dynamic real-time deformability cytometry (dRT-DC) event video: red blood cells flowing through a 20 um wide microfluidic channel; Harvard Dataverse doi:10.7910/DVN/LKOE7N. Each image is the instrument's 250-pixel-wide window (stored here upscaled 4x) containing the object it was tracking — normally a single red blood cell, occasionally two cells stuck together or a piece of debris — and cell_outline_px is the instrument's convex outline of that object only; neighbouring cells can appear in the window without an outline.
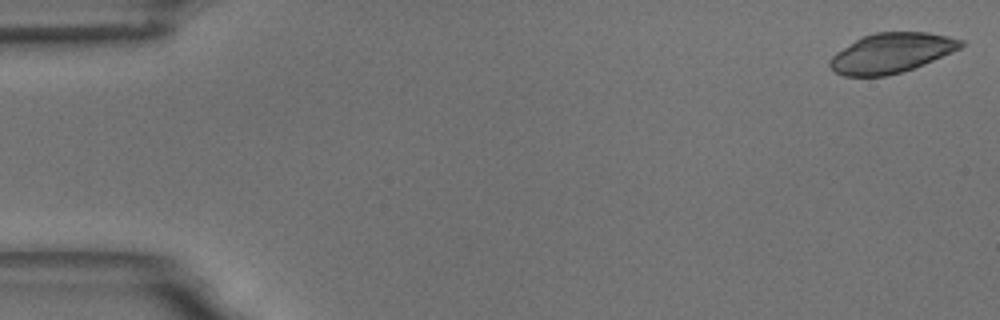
{"species": "common noctule bat (a hibernating species)", "species_latin": "Nyctalus noctula", "temperature_condition": "room temperature", "stored_images_in_passage": 54, "camera_frame_rate_fps": 3000, "um_per_image_px": 0.085, "animal": {"sex": "male", "body_mass_g": 18.8}, "frame": {"image": 1, "passage_image": 1, "time_ms": 0.0, "image_size_px": [1000, 320], "cell_outline_px": [[964, 44], [960, 48], [952, 52], [912, 68], [900, 72], [884, 76], [844, 76], [836, 72], [828, 64], [828, 60], [836, 52], [856, 40], [864, 36], [876, 32], [928, 32], [948, 36], [964, 40]], "centroid_in_image_um": [75.76, 4.49], "position_along_channel_um": 9.2, "area_um2": 30.0}}